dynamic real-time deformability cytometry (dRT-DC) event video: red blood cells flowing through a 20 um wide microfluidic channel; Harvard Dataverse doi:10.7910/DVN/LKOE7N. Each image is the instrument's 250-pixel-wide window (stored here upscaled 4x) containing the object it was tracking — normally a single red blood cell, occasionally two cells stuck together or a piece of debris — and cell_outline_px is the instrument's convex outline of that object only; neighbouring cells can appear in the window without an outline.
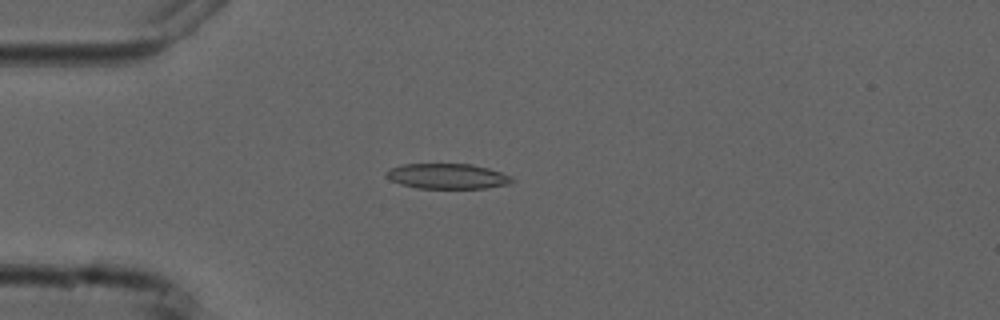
{"species": "common noctule bat (a hibernating species)", "species_latin": "Nyctalus noctula", "temperature_condition": "cold", "stored_images_in_passage": 4, "camera_frame_rate_fps": 3000, "um_per_image_px": 0.085, "animal": {"sex": "male", "forearm_length_mm": 52.5}, "frame": {"image": 1, "passage_image": 4, "time_ms": 3.333, "image_size_px": [1000, 320], "cell_outline_px": [[512, 180], [508, 184], [484, 188], [420, 188], [400, 184], [384, 176], [384, 172], [392, 168], [404, 164], [472, 164], [488, 168], [512, 176]], "centroid_in_image_um": [38.0, 14.97], "position_along_channel_um": 47.0, "area_um2": 18.32}}